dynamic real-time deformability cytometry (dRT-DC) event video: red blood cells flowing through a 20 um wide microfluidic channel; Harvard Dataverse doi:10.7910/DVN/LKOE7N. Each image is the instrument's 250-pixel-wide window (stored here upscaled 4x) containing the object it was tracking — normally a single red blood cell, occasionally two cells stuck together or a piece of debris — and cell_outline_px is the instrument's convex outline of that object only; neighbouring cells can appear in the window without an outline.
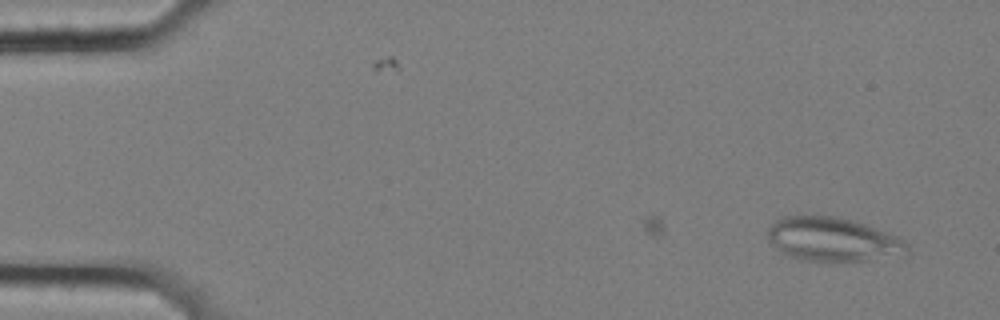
{"species": "common noctule bat (a hibernating species)", "species_latin": "Nyctalus noctula", "temperature_condition": "cold", "stored_images_in_passage": 8, "camera_frame_rate_fps": 3000, "um_per_image_px": 0.085, "animal": {"sex": "female", "body_mass_g": 25.1}, "frame": {"image": 1, "passage_image": 3, "time_ms": 0.667, "image_size_px": [1000, 320], "cell_outline_px": [[908, 256], [832, 264], [828, 264], [800, 260], [780, 252], [768, 240], [768, 228], [776, 220], [784, 216], [836, 216], [868, 224], [900, 236], [908, 244]], "centroid_in_image_um": [70.87, 20.4], "position_along_channel_um": 14.1, "area_um2": 37.11}}